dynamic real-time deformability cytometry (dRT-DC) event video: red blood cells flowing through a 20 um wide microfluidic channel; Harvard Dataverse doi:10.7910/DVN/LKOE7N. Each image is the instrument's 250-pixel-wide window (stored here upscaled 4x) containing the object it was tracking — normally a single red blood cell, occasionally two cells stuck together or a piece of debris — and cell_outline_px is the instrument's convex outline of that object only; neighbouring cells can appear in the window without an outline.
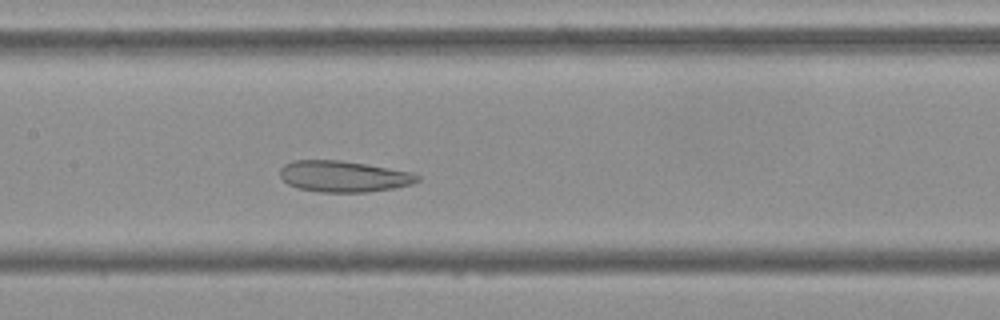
{"species": "Egyptian fruit bat (a non-hibernating species)", "species_latin": "Rousettus aegyptiacus", "temperature_condition": "cold", "stored_images_in_passage": 50, "camera_frame_rate_fps": 3000, "um_per_image_px": 0.085, "frame": {"image": 1, "passage_image": 22, "time_ms": 7.0, "image_size_px": [1000, 320], "cell_outline_px": [[420, 180], [412, 184], [396, 188], [368, 192], [320, 192], [296, 188], [288, 184], [280, 176], [280, 168], [284, 164], [292, 160], [340, 160], [412, 172], [420, 176]], "centroid_in_image_um": [29.2, 15.0], "position_along_channel_um": 178.2, "area_um2": 25.09}}
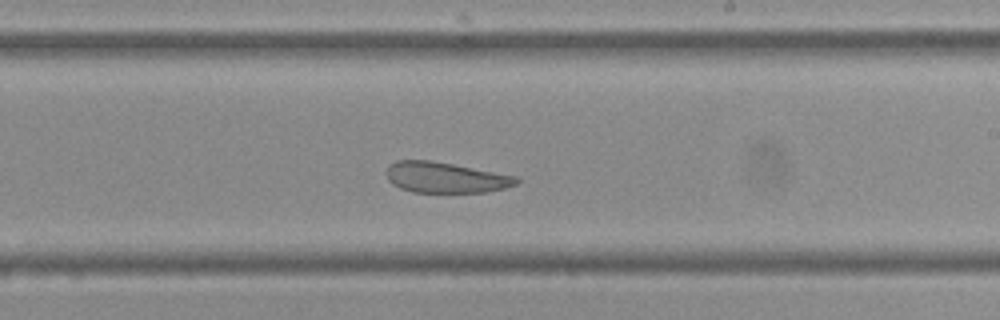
{"frame": {"image": 2, "passage_image": 28, "time_ms": 9.0, "image_size_px": [1000, 320], "cell_outline_px": [[520, 180], [516, 184], [504, 188], [488, 192], [412, 192], [400, 188], [392, 184], [388, 180], [384, 172], [388, 164], [396, 160], [432, 160], [520, 176]], "centroid_in_image_um": [37.85, 15.07], "position_along_channel_um": 251.1, "area_um2": 23.7}}
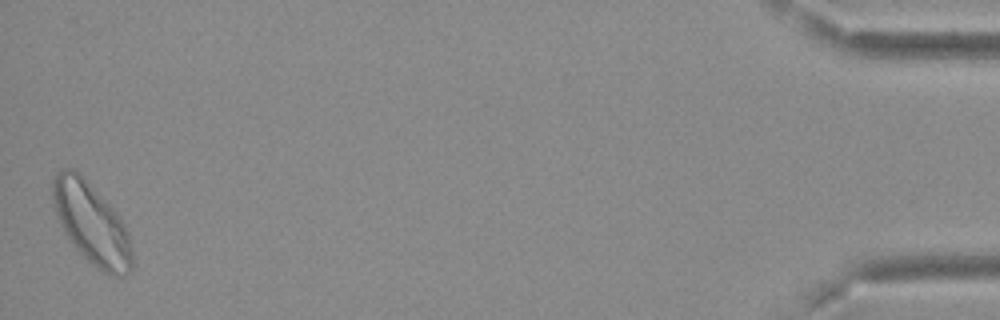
{"frame": {"image": 3, "passage_image": 50, "time_ms": 16.333, "image_size_px": [1000, 320], "cell_outline_px": [[132, 272], [124, 276], [112, 276], [104, 272], [92, 264], [72, 244], [64, 232], [56, 216], [52, 204], [52, 180], [56, 172], [64, 168], [72, 168], [80, 172], [120, 216], [128, 232], [132, 252]], "centroid_in_image_um": [7.77, 18.98], "position_along_channel_um": 427.4, "area_um2": 37.86}, "authors_computed_cell_mechanics": {"area_um2": 28.9578, "velocity_mm_per_s": 3.659, "shape_relaxation_time_tau1_ms": null, "shape_relaxation_time_tau2_ms": 2.2817, "deformation_change_tau1": null, "deformation_change_tau2": 0.0882}}